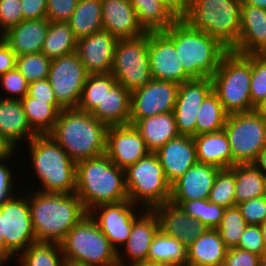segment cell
Segmentation results:
<instances>
[{"mask_svg":"<svg viewBox=\"0 0 266 266\" xmlns=\"http://www.w3.org/2000/svg\"><path fill=\"white\" fill-rule=\"evenodd\" d=\"M236 248L255 253L259 256L265 255L263 236L260 226L248 225Z\"/></svg>","mask_w":266,"mask_h":266,"instance_id":"obj_49","label":"cell"},{"mask_svg":"<svg viewBox=\"0 0 266 266\" xmlns=\"http://www.w3.org/2000/svg\"><path fill=\"white\" fill-rule=\"evenodd\" d=\"M240 15L241 0H190L181 20L191 29L209 34L230 51L238 42Z\"/></svg>","mask_w":266,"mask_h":266,"instance_id":"obj_6","label":"cell"},{"mask_svg":"<svg viewBox=\"0 0 266 266\" xmlns=\"http://www.w3.org/2000/svg\"><path fill=\"white\" fill-rule=\"evenodd\" d=\"M213 91L211 77L179 84L173 114L180 135L196 136V117L204 99Z\"/></svg>","mask_w":266,"mask_h":266,"instance_id":"obj_16","label":"cell"},{"mask_svg":"<svg viewBox=\"0 0 266 266\" xmlns=\"http://www.w3.org/2000/svg\"><path fill=\"white\" fill-rule=\"evenodd\" d=\"M23 20L44 19L47 16V0H21Z\"/></svg>","mask_w":266,"mask_h":266,"instance_id":"obj_54","label":"cell"},{"mask_svg":"<svg viewBox=\"0 0 266 266\" xmlns=\"http://www.w3.org/2000/svg\"><path fill=\"white\" fill-rule=\"evenodd\" d=\"M179 84L171 81L151 79L143 87L131 92L129 124L134 125L160 113L173 112Z\"/></svg>","mask_w":266,"mask_h":266,"instance_id":"obj_15","label":"cell"},{"mask_svg":"<svg viewBox=\"0 0 266 266\" xmlns=\"http://www.w3.org/2000/svg\"><path fill=\"white\" fill-rule=\"evenodd\" d=\"M253 164L266 174V148H264L257 156Z\"/></svg>","mask_w":266,"mask_h":266,"instance_id":"obj_58","label":"cell"},{"mask_svg":"<svg viewBox=\"0 0 266 266\" xmlns=\"http://www.w3.org/2000/svg\"><path fill=\"white\" fill-rule=\"evenodd\" d=\"M228 248L216 229H207L187 248L189 266H223Z\"/></svg>","mask_w":266,"mask_h":266,"instance_id":"obj_29","label":"cell"},{"mask_svg":"<svg viewBox=\"0 0 266 266\" xmlns=\"http://www.w3.org/2000/svg\"><path fill=\"white\" fill-rule=\"evenodd\" d=\"M49 22L47 18L23 20L0 37L17 56L39 53L43 48Z\"/></svg>","mask_w":266,"mask_h":266,"instance_id":"obj_26","label":"cell"},{"mask_svg":"<svg viewBox=\"0 0 266 266\" xmlns=\"http://www.w3.org/2000/svg\"><path fill=\"white\" fill-rule=\"evenodd\" d=\"M7 264L2 260L0 259V266H6Z\"/></svg>","mask_w":266,"mask_h":266,"instance_id":"obj_66","label":"cell"},{"mask_svg":"<svg viewBox=\"0 0 266 266\" xmlns=\"http://www.w3.org/2000/svg\"><path fill=\"white\" fill-rule=\"evenodd\" d=\"M155 154L170 185L197 163L193 137L179 135L166 142Z\"/></svg>","mask_w":266,"mask_h":266,"instance_id":"obj_24","label":"cell"},{"mask_svg":"<svg viewBox=\"0 0 266 266\" xmlns=\"http://www.w3.org/2000/svg\"><path fill=\"white\" fill-rule=\"evenodd\" d=\"M111 74L117 83L130 93L146 85L151 79L148 32L116 43Z\"/></svg>","mask_w":266,"mask_h":266,"instance_id":"obj_12","label":"cell"},{"mask_svg":"<svg viewBox=\"0 0 266 266\" xmlns=\"http://www.w3.org/2000/svg\"><path fill=\"white\" fill-rule=\"evenodd\" d=\"M148 54L151 77L178 84L191 78L184 72L174 42L163 32H148Z\"/></svg>","mask_w":266,"mask_h":266,"instance_id":"obj_17","label":"cell"},{"mask_svg":"<svg viewBox=\"0 0 266 266\" xmlns=\"http://www.w3.org/2000/svg\"><path fill=\"white\" fill-rule=\"evenodd\" d=\"M21 103L30 127L37 135L49 134L60 112L64 109L61 105H51L48 101H41L27 95L21 99Z\"/></svg>","mask_w":266,"mask_h":266,"instance_id":"obj_33","label":"cell"},{"mask_svg":"<svg viewBox=\"0 0 266 266\" xmlns=\"http://www.w3.org/2000/svg\"><path fill=\"white\" fill-rule=\"evenodd\" d=\"M0 85L2 90L7 92V97L4 95L0 98L17 100H21L27 95L29 87V83L16 67L12 70H9L5 74L0 75ZM8 93L11 96H9Z\"/></svg>","mask_w":266,"mask_h":266,"instance_id":"obj_46","label":"cell"},{"mask_svg":"<svg viewBox=\"0 0 266 266\" xmlns=\"http://www.w3.org/2000/svg\"><path fill=\"white\" fill-rule=\"evenodd\" d=\"M87 77L76 52L51 60L48 80L63 108H77Z\"/></svg>","mask_w":266,"mask_h":266,"instance_id":"obj_13","label":"cell"},{"mask_svg":"<svg viewBox=\"0 0 266 266\" xmlns=\"http://www.w3.org/2000/svg\"><path fill=\"white\" fill-rule=\"evenodd\" d=\"M241 4H247L266 9V0H241Z\"/></svg>","mask_w":266,"mask_h":266,"instance_id":"obj_59","label":"cell"},{"mask_svg":"<svg viewBox=\"0 0 266 266\" xmlns=\"http://www.w3.org/2000/svg\"><path fill=\"white\" fill-rule=\"evenodd\" d=\"M241 26L236 47L241 55L266 54V9L241 4Z\"/></svg>","mask_w":266,"mask_h":266,"instance_id":"obj_22","label":"cell"},{"mask_svg":"<svg viewBox=\"0 0 266 266\" xmlns=\"http://www.w3.org/2000/svg\"><path fill=\"white\" fill-rule=\"evenodd\" d=\"M63 266H88V265L65 261Z\"/></svg>","mask_w":266,"mask_h":266,"instance_id":"obj_63","label":"cell"},{"mask_svg":"<svg viewBox=\"0 0 266 266\" xmlns=\"http://www.w3.org/2000/svg\"><path fill=\"white\" fill-rule=\"evenodd\" d=\"M68 23L77 40L102 31L101 0H78Z\"/></svg>","mask_w":266,"mask_h":266,"instance_id":"obj_32","label":"cell"},{"mask_svg":"<svg viewBox=\"0 0 266 266\" xmlns=\"http://www.w3.org/2000/svg\"><path fill=\"white\" fill-rule=\"evenodd\" d=\"M116 83L111 73L88 75L77 108L92 113L102 102L105 93Z\"/></svg>","mask_w":266,"mask_h":266,"instance_id":"obj_40","label":"cell"},{"mask_svg":"<svg viewBox=\"0 0 266 266\" xmlns=\"http://www.w3.org/2000/svg\"><path fill=\"white\" fill-rule=\"evenodd\" d=\"M250 95L254 107L266 97V54H251Z\"/></svg>","mask_w":266,"mask_h":266,"instance_id":"obj_45","label":"cell"},{"mask_svg":"<svg viewBox=\"0 0 266 266\" xmlns=\"http://www.w3.org/2000/svg\"><path fill=\"white\" fill-rule=\"evenodd\" d=\"M19 266H63L64 255L60 243L35 242L17 258Z\"/></svg>","mask_w":266,"mask_h":266,"instance_id":"obj_39","label":"cell"},{"mask_svg":"<svg viewBox=\"0 0 266 266\" xmlns=\"http://www.w3.org/2000/svg\"><path fill=\"white\" fill-rule=\"evenodd\" d=\"M137 208L141 212H137ZM146 210L129 200H124L118 203L98 205L88 213L115 250L120 251V246L127 242L131 234L133 223Z\"/></svg>","mask_w":266,"mask_h":266,"instance_id":"obj_14","label":"cell"},{"mask_svg":"<svg viewBox=\"0 0 266 266\" xmlns=\"http://www.w3.org/2000/svg\"><path fill=\"white\" fill-rule=\"evenodd\" d=\"M78 0H47V16L50 22H68Z\"/></svg>","mask_w":266,"mask_h":266,"instance_id":"obj_50","label":"cell"},{"mask_svg":"<svg viewBox=\"0 0 266 266\" xmlns=\"http://www.w3.org/2000/svg\"><path fill=\"white\" fill-rule=\"evenodd\" d=\"M51 60L42 52L17 56L16 68L28 83L48 79Z\"/></svg>","mask_w":266,"mask_h":266,"instance_id":"obj_43","label":"cell"},{"mask_svg":"<svg viewBox=\"0 0 266 266\" xmlns=\"http://www.w3.org/2000/svg\"><path fill=\"white\" fill-rule=\"evenodd\" d=\"M27 197L36 242L60 243L69 230L88 214L76 193H34L27 190Z\"/></svg>","mask_w":266,"mask_h":266,"instance_id":"obj_1","label":"cell"},{"mask_svg":"<svg viewBox=\"0 0 266 266\" xmlns=\"http://www.w3.org/2000/svg\"><path fill=\"white\" fill-rule=\"evenodd\" d=\"M17 149L0 134V160L12 158Z\"/></svg>","mask_w":266,"mask_h":266,"instance_id":"obj_57","label":"cell"},{"mask_svg":"<svg viewBox=\"0 0 266 266\" xmlns=\"http://www.w3.org/2000/svg\"><path fill=\"white\" fill-rule=\"evenodd\" d=\"M211 80L213 92L228 114L255 110L250 95L251 54L227 51Z\"/></svg>","mask_w":266,"mask_h":266,"instance_id":"obj_7","label":"cell"},{"mask_svg":"<svg viewBox=\"0 0 266 266\" xmlns=\"http://www.w3.org/2000/svg\"><path fill=\"white\" fill-rule=\"evenodd\" d=\"M107 129L91 113L64 108L48 135L77 163L105 154Z\"/></svg>","mask_w":266,"mask_h":266,"instance_id":"obj_2","label":"cell"},{"mask_svg":"<svg viewBox=\"0 0 266 266\" xmlns=\"http://www.w3.org/2000/svg\"><path fill=\"white\" fill-rule=\"evenodd\" d=\"M255 111L266 118V97L255 107Z\"/></svg>","mask_w":266,"mask_h":266,"instance_id":"obj_60","label":"cell"},{"mask_svg":"<svg viewBox=\"0 0 266 266\" xmlns=\"http://www.w3.org/2000/svg\"><path fill=\"white\" fill-rule=\"evenodd\" d=\"M198 163L209 164L220 169L233 167V157L225 130L193 137Z\"/></svg>","mask_w":266,"mask_h":266,"instance_id":"obj_28","label":"cell"},{"mask_svg":"<svg viewBox=\"0 0 266 266\" xmlns=\"http://www.w3.org/2000/svg\"><path fill=\"white\" fill-rule=\"evenodd\" d=\"M263 188H264V196L266 197V174H264V184H263Z\"/></svg>","mask_w":266,"mask_h":266,"instance_id":"obj_65","label":"cell"},{"mask_svg":"<svg viewBox=\"0 0 266 266\" xmlns=\"http://www.w3.org/2000/svg\"><path fill=\"white\" fill-rule=\"evenodd\" d=\"M147 261L169 266H183L187 262V248L179 240L166 235L159 229L152 240Z\"/></svg>","mask_w":266,"mask_h":266,"instance_id":"obj_35","label":"cell"},{"mask_svg":"<svg viewBox=\"0 0 266 266\" xmlns=\"http://www.w3.org/2000/svg\"><path fill=\"white\" fill-rule=\"evenodd\" d=\"M160 2L178 20L185 16L190 0H160Z\"/></svg>","mask_w":266,"mask_h":266,"instance_id":"obj_56","label":"cell"},{"mask_svg":"<svg viewBox=\"0 0 266 266\" xmlns=\"http://www.w3.org/2000/svg\"><path fill=\"white\" fill-rule=\"evenodd\" d=\"M0 134L16 149L19 142L28 143L37 135L30 127L21 100L0 98Z\"/></svg>","mask_w":266,"mask_h":266,"instance_id":"obj_27","label":"cell"},{"mask_svg":"<svg viewBox=\"0 0 266 266\" xmlns=\"http://www.w3.org/2000/svg\"><path fill=\"white\" fill-rule=\"evenodd\" d=\"M158 230V216L153 210H146L133 223L132 231L127 242L121 246L124 249L125 255L120 253L122 251H117L118 266H128L136 262L147 261L149 248ZM123 256L128 258L125 259Z\"/></svg>","mask_w":266,"mask_h":266,"instance_id":"obj_21","label":"cell"},{"mask_svg":"<svg viewBox=\"0 0 266 266\" xmlns=\"http://www.w3.org/2000/svg\"><path fill=\"white\" fill-rule=\"evenodd\" d=\"M228 113L218 96L212 91L199 107L196 117V135L208 134L224 129Z\"/></svg>","mask_w":266,"mask_h":266,"instance_id":"obj_38","label":"cell"},{"mask_svg":"<svg viewBox=\"0 0 266 266\" xmlns=\"http://www.w3.org/2000/svg\"><path fill=\"white\" fill-rule=\"evenodd\" d=\"M64 260L88 266H118L117 251L89 213L60 242Z\"/></svg>","mask_w":266,"mask_h":266,"instance_id":"obj_8","label":"cell"},{"mask_svg":"<svg viewBox=\"0 0 266 266\" xmlns=\"http://www.w3.org/2000/svg\"><path fill=\"white\" fill-rule=\"evenodd\" d=\"M224 130L229 140L233 166L253 163L266 148V118L255 110L228 114Z\"/></svg>","mask_w":266,"mask_h":266,"instance_id":"obj_11","label":"cell"},{"mask_svg":"<svg viewBox=\"0 0 266 266\" xmlns=\"http://www.w3.org/2000/svg\"><path fill=\"white\" fill-rule=\"evenodd\" d=\"M171 202L208 229H216L220 225L225 210L223 206L212 203L208 199Z\"/></svg>","mask_w":266,"mask_h":266,"instance_id":"obj_41","label":"cell"},{"mask_svg":"<svg viewBox=\"0 0 266 266\" xmlns=\"http://www.w3.org/2000/svg\"><path fill=\"white\" fill-rule=\"evenodd\" d=\"M85 210L101 204L128 199L125 170L116 166L106 154L76 163V190Z\"/></svg>","mask_w":266,"mask_h":266,"instance_id":"obj_3","label":"cell"},{"mask_svg":"<svg viewBox=\"0 0 266 266\" xmlns=\"http://www.w3.org/2000/svg\"><path fill=\"white\" fill-rule=\"evenodd\" d=\"M131 93L116 83L105 93L102 102L91 113L107 126L129 124Z\"/></svg>","mask_w":266,"mask_h":266,"instance_id":"obj_30","label":"cell"},{"mask_svg":"<svg viewBox=\"0 0 266 266\" xmlns=\"http://www.w3.org/2000/svg\"><path fill=\"white\" fill-rule=\"evenodd\" d=\"M144 139L147 149L155 153L166 142L179 136L173 112L139 119L133 125Z\"/></svg>","mask_w":266,"mask_h":266,"instance_id":"obj_31","label":"cell"},{"mask_svg":"<svg viewBox=\"0 0 266 266\" xmlns=\"http://www.w3.org/2000/svg\"><path fill=\"white\" fill-rule=\"evenodd\" d=\"M8 159L0 160V206L9 201L12 197H14L17 193L13 183V168L7 166ZM6 162V163H5ZM15 190V191H14Z\"/></svg>","mask_w":266,"mask_h":266,"instance_id":"obj_51","label":"cell"},{"mask_svg":"<svg viewBox=\"0 0 266 266\" xmlns=\"http://www.w3.org/2000/svg\"><path fill=\"white\" fill-rule=\"evenodd\" d=\"M29 155L42 193H75L76 163L50 135H36L28 142ZM42 186V187H41Z\"/></svg>","mask_w":266,"mask_h":266,"instance_id":"obj_5","label":"cell"},{"mask_svg":"<svg viewBox=\"0 0 266 266\" xmlns=\"http://www.w3.org/2000/svg\"><path fill=\"white\" fill-rule=\"evenodd\" d=\"M103 30L118 40L132 39L147 33L138 22L129 0H101Z\"/></svg>","mask_w":266,"mask_h":266,"instance_id":"obj_25","label":"cell"},{"mask_svg":"<svg viewBox=\"0 0 266 266\" xmlns=\"http://www.w3.org/2000/svg\"><path fill=\"white\" fill-rule=\"evenodd\" d=\"M208 200L224 208L236 205L235 173L230 168L218 172Z\"/></svg>","mask_w":266,"mask_h":266,"instance_id":"obj_44","label":"cell"},{"mask_svg":"<svg viewBox=\"0 0 266 266\" xmlns=\"http://www.w3.org/2000/svg\"><path fill=\"white\" fill-rule=\"evenodd\" d=\"M136 11L139 24L146 32L165 31L176 19L160 0H129Z\"/></svg>","mask_w":266,"mask_h":266,"instance_id":"obj_36","label":"cell"},{"mask_svg":"<svg viewBox=\"0 0 266 266\" xmlns=\"http://www.w3.org/2000/svg\"><path fill=\"white\" fill-rule=\"evenodd\" d=\"M117 41L104 30L77 40L76 53L88 75L111 73Z\"/></svg>","mask_w":266,"mask_h":266,"instance_id":"obj_19","label":"cell"},{"mask_svg":"<svg viewBox=\"0 0 266 266\" xmlns=\"http://www.w3.org/2000/svg\"><path fill=\"white\" fill-rule=\"evenodd\" d=\"M0 206V259L6 264L36 242L27 192Z\"/></svg>","mask_w":266,"mask_h":266,"instance_id":"obj_10","label":"cell"},{"mask_svg":"<svg viewBox=\"0 0 266 266\" xmlns=\"http://www.w3.org/2000/svg\"><path fill=\"white\" fill-rule=\"evenodd\" d=\"M21 21V0H0V36Z\"/></svg>","mask_w":266,"mask_h":266,"instance_id":"obj_47","label":"cell"},{"mask_svg":"<svg viewBox=\"0 0 266 266\" xmlns=\"http://www.w3.org/2000/svg\"><path fill=\"white\" fill-rule=\"evenodd\" d=\"M77 39L68 22H49L42 53L50 60L76 52Z\"/></svg>","mask_w":266,"mask_h":266,"instance_id":"obj_37","label":"cell"},{"mask_svg":"<svg viewBox=\"0 0 266 266\" xmlns=\"http://www.w3.org/2000/svg\"><path fill=\"white\" fill-rule=\"evenodd\" d=\"M152 210L158 216L159 229L179 240L186 248L208 229L171 201L158 205Z\"/></svg>","mask_w":266,"mask_h":266,"instance_id":"obj_20","label":"cell"},{"mask_svg":"<svg viewBox=\"0 0 266 266\" xmlns=\"http://www.w3.org/2000/svg\"><path fill=\"white\" fill-rule=\"evenodd\" d=\"M128 266H169L163 263L151 262V261H141L136 262Z\"/></svg>","mask_w":266,"mask_h":266,"instance_id":"obj_61","label":"cell"},{"mask_svg":"<svg viewBox=\"0 0 266 266\" xmlns=\"http://www.w3.org/2000/svg\"><path fill=\"white\" fill-rule=\"evenodd\" d=\"M259 226L262 231L263 244H264L265 255H266V219Z\"/></svg>","mask_w":266,"mask_h":266,"instance_id":"obj_62","label":"cell"},{"mask_svg":"<svg viewBox=\"0 0 266 266\" xmlns=\"http://www.w3.org/2000/svg\"><path fill=\"white\" fill-rule=\"evenodd\" d=\"M220 168L196 163L171 185L170 201L208 199Z\"/></svg>","mask_w":266,"mask_h":266,"instance_id":"obj_23","label":"cell"},{"mask_svg":"<svg viewBox=\"0 0 266 266\" xmlns=\"http://www.w3.org/2000/svg\"><path fill=\"white\" fill-rule=\"evenodd\" d=\"M248 225H260L266 219V197L261 196L237 204Z\"/></svg>","mask_w":266,"mask_h":266,"instance_id":"obj_48","label":"cell"},{"mask_svg":"<svg viewBox=\"0 0 266 266\" xmlns=\"http://www.w3.org/2000/svg\"><path fill=\"white\" fill-rule=\"evenodd\" d=\"M163 32L174 42L177 57L191 79L212 77L228 51L212 36L191 29L181 19Z\"/></svg>","mask_w":266,"mask_h":266,"instance_id":"obj_4","label":"cell"},{"mask_svg":"<svg viewBox=\"0 0 266 266\" xmlns=\"http://www.w3.org/2000/svg\"><path fill=\"white\" fill-rule=\"evenodd\" d=\"M230 169L235 173L236 205L264 196V173L253 163L235 164Z\"/></svg>","mask_w":266,"mask_h":266,"instance_id":"obj_34","label":"cell"},{"mask_svg":"<svg viewBox=\"0 0 266 266\" xmlns=\"http://www.w3.org/2000/svg\"><path fill=\"white\" fill-rule=\"evenodd\" d=\"M149 153L144 139L133 125L108 126L105 154L119 168L125 170Z\"/></svg>","mask_w":266,"mask_h":266,"instance_id":"obj_18","label":"cell"},{"mask_svg":"<svg viewBox=\"0 0 266 266\" xmlns=\"http://www.w3.org/2000/svg\"><path fill=\"white\" fill-rule=\"evenodd\" d=\"M125 184L129 201L144 209L152 210L170 201L171 185L155 153L125 169Z\"/></svg>","mask_w":266,"mask_h":266,"instance_id":"obj_9","label":"cell"},{"mask_svg":"<svg viewBox=\"0 0 266 266\" xmlns=\"http://www.w3.org/2000/svg\"><path fill=\"white\" fill-rule=\"evenodd\" d=\"M260 257L246 250L231 248L227 250L223 266H258Z\"/></svg>","mask_w":266,"mask_h":266,"instance_id":"obj_52","label":"cell"},{"mask_svg":"<svg viewBox=\"0 0 266 266\" xmlns=\"http://www.w3.org/2000/svg\"><path fill=\"white\" fill-rule=\"evenodd\" d=\"M17 55L0 37V75L16 67Z\"/></svg>","mask_w":266,"mask_h":266,"instance_id":"obj_55","label":"cell"},{"mask_svg":"<svg viewBox=\"0 0 266 266\" xmlns=\"http://www.w3.org/2000/svg\"><path fill=\"white\" fill-rule=\"evenodd\" d=\"M27 96L41 101H48V104L51 105H60L55 98L54 91L48 79L29 83Z\"/></svg>","mask_w":266,"mask_h":266,"instance_id":"obj_53","label":"cell"},{"mask_svg":"<svg viewBox=\"0 0 266 266\" xmlns=\"http://www.w3.org/2000/svg\"><path fill=\"white\" fill-rule=\"evenodd\" d=\"M258 266H266V255L260 257Z\"/></svg>","mask_w":266,"mask_h":266,"instance_id":"obj_64","label":"cell"},{"mask_svg":"<svg viewBox=\"0 0 266 266\" xmlns=\"http://www.w3.org/2000/svg\"><path fill=\"white\" fill-rule=\"evenodd\" d=\"M248 223L237 205L225 208L220 225L216 228L228 249L236 248Z\"/></svg>","mask_w":266,"mask_h":266,"instance_id":"obj_42","label":"cell"}]
</instances>
